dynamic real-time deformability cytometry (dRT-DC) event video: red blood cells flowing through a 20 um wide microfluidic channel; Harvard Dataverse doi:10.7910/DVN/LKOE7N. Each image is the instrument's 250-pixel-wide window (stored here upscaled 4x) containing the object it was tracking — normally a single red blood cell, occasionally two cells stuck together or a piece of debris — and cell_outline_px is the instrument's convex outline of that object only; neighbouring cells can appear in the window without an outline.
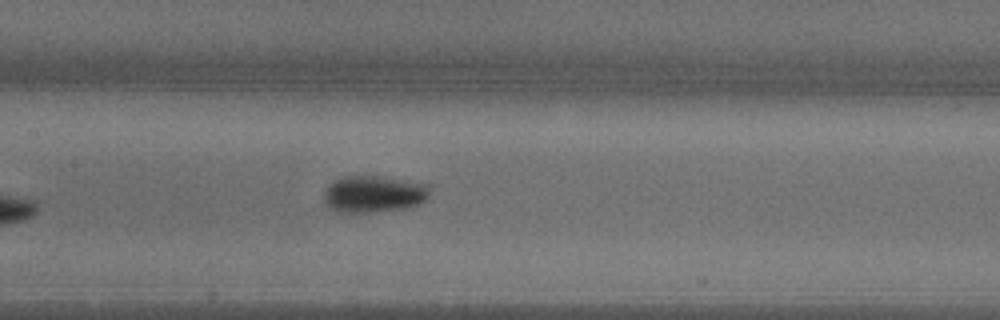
{"species": "common noctule bat (a hibernating species)", "species_latin": "Nyctalus noctula", "temperature_condition": "warm", "stored_images_in_passage": 7, "camera_frame_rate_fps": 3000, "um_per_image_px": 0.085, "animal": {"sex": "male", "body_mass_g": 18.8}, "frame": {"image": 1, "passage_image": 7, "time_ms": 2.0, "image_size_px": [1000, 320], "cell_outline_px": [[428, 196], [420, 204], [404, 208], [372, 212], [336, 212], [328, 208], [324, 200], [324, 192], [340, 176], [376, 176], [428, 184]], "centroid_in_image_um": [31.74, 16.5], "position_along_channel_um": 175.7, "area_um2": 22.43}}